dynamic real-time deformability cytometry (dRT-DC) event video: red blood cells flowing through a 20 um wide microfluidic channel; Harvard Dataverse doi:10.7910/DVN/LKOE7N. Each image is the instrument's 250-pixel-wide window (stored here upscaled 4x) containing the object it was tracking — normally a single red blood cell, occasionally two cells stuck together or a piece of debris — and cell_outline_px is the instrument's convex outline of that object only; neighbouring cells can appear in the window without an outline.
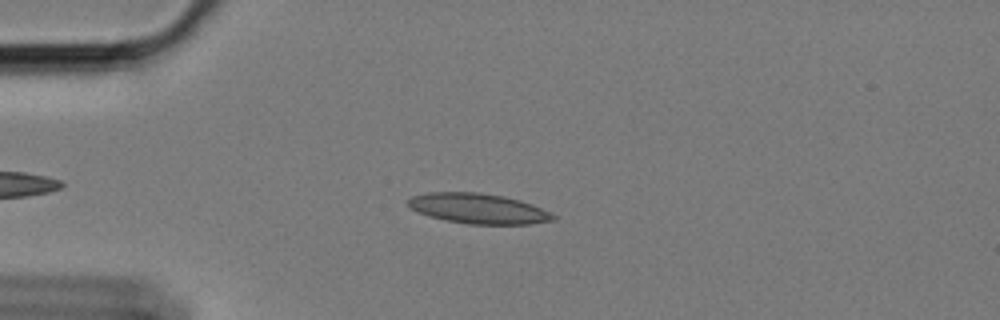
{"species": "Egyptian fruit bat (a non-hibernating species)", "species_latin": "Rousettus aegyptiacus", "temperature_condition": "cold", "stored_images_in_passage": 46, "camera_frame_rate_fps": 3000, "um_per_image_px": 0.085, "animal": {"sex": "female"}, "frame": {"image": 1, "passage_image": 2, "time_ms": 0.333, "image_size_px": [1000, 320], "cell_outline_px": [[556, 220], [528, 224], [468, 224], [448, 220], [432, 216], [420, 212], [412, 208], [408, 204], [408, 200], [412, 196], [428, 192], [480, 192], [504, 196], [520, 200], [532, 204], [556, 216]], "centroid_in_image_um": [40.69, 17.72], "position_along_channel_um": 44.3, "area_um2": 25.2}}
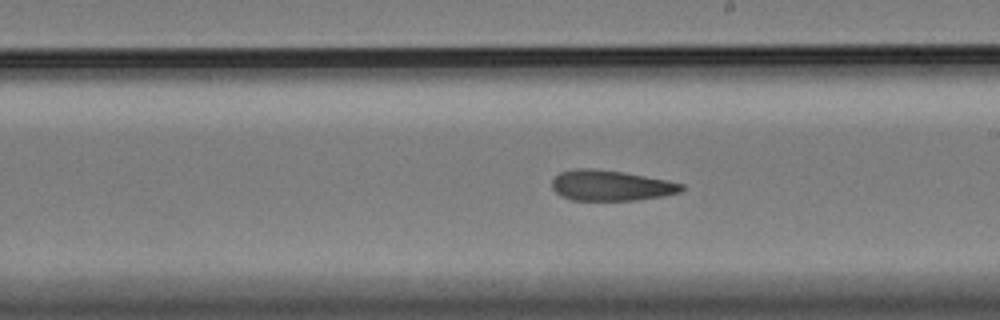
{"frame": {"image": 2, "passage_image": 21, "time_ms": 6.667, "image_size_px": [1000, 320], "cell_outline_px": [[684, 188], [680, 192], [664, 196], [636, 200], [572, 200], [560, 196], [552, 188], [552, 180], [560, 172], [580, 168], [588, 168], [620, 172], [668, 180], [684, 184]], "centroid_in_image_um": [51.92, 15.78], "position_along_channel_um": 237.1, "area_um2": 22.89}}
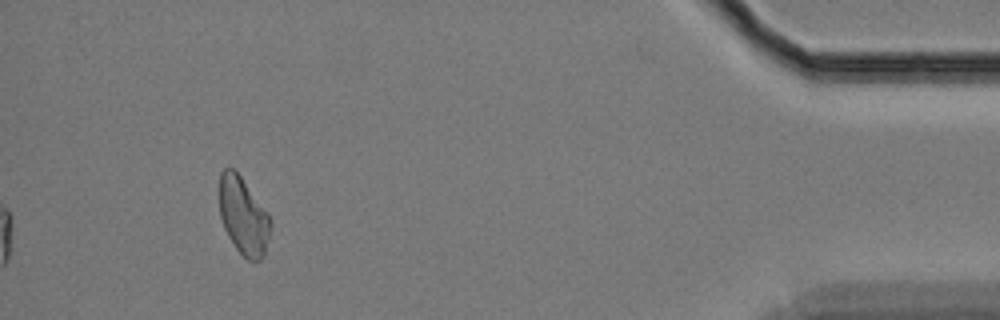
{"frame": {"image": 3, "passage_image": 42, "time_ms": 13.667, "image_size_px": [1000, 320], "cell_outline_px": [[272, 228], [264, 256], [260, 260], [248, 260], [236, 248], [228, 236], [224, 228], [220, 216], [220, 172], [224, 168], [232, 168], [240, 176], [268, 212], [272, 224]], "centroid_in_image_um": [20.71, 18.38], "position_along_channel_um": 414.5, "area_um2": 23.0}, "authors_computed_cell_mechanics": {"area_um2": 23.6113, "velocity_mm_per_s": 3.3808, "shape_relaxation_time_tau1_ms": 11.0196, "shape_relaxation_time_tau2_ms": 10.3653, "deformation_change_tau1": 0.1841, "deformation_change_tau2": 0.1933}}